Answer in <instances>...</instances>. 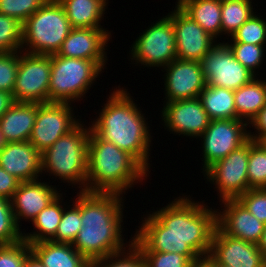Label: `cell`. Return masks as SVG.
<instances>
[{
  "mask_svg": "<svg viewBox=\"0 0 266 267\" xmlns=\"http://www.w3.org/2000/svg\"><path fill=\"white\" fill-rule=\"evenodd\" d=\"M178 197L148 214L131 237L140 252H175L191 261L209 255L217 227V210L204 203Z\"/></svg>",
  "mask_w": 266,
  "mask_h": 267,
  "instance_id": "obj_1",
  "label": "cell"
},
{
  "mask_svg": "<svg viewBox=\"0 0 266 267\" xmlns=\"http://www.w3.org/2000/svg\"><path fill=\"white\" fill-rule=\"evenodd\" d=\"M121 195L80 191L83 226L72 246L90 263L126 250L121 234L124 203Z\"/></svg>",
  "mask_w": 266,
  "mask_h": 267,
  "instance_id": "obj_2",
  "label": "cell"
},
{
  "mask_svg": "<svg viewBox=\"0 0 266 267\" xmlns=\"http://www.w3.org/2000/svg\"><path fill=\"white\" fill-rule=\"evenodd\" d=\"M91 130L101 139L132 155L148 172L151 144L150 129L144 114L126 89L116 87L109 95Z\"/></svg>",
  "mask_w": 266,
  "mask_h": 267,
  "instance_id": "obj_3",
  "label": "cell"
},
{
  "mask_svg": "<svg viewBox=\"0 0 266 267\" xmlns=\"http://www.w3.org/2000/svg\"><path fill=\"white\" fill-rule=\"evenodd\" d=\"M148 171L128 152L90 130L86 192L119 193L145 180Z\"/></svg>",
  "mask_w": 266,
  "mask_h": 267,
  "instance_id": "obj_4",
  "label": "cell"
},
{
  "mask_svg": "<svg viewBox=\"0 0 266 267\" xmlns=\"http://www.w3.org/2000/svg\"><path fill=\"white\" fill-rule=\"evenodd\" d=\"M90 130V126L84 128L80 122L72 131L61 136L41 153L42 173L49 172L63 182L71 183L73 186L80 185L79 191H86Z\"/></svg>",
  "mask_w": 266,
  "mask_h": 267,
  "instance_id": "obj_5",
  "label": "cell"
},
{
  "mask_svg": "<svg viewBox=\"0 0 266 267\" xmlns=\"http://www.w3.org/2000/svg\"><path fill=\"white\" fill-rule=\"evenodd\" d=\"M22 27L21 51L25 49L26 53L49 56L57 54L73 29L58 0H48Z\"/></svg>",
  "mask_w": 266,
  "mask_h": 267,
  "instance_id": "obj_6",
  "label": "cell"
},
{
  "mask_svg": "<svg viewBox=\"0 0 266 267\" xmlns=\"http://www.w3.org/2000/svg\"><path fill=\"white\" fill-rule=\"evenodd\" d=\"M101 71L102 68L93 60L51 55L49 103L80 100Z\"/></svg>",
  "mask_w": 266,
  "mask_h": 267,
  "instance_id": "obj_7",
  "label": "cell"
},
{
  "mask_svg": "<svg viewBox=\"0 0 266 267\" xmlns=\"http://www.w3.org/2000/svg\"><path fill=\"white\" fill-rule=\"evenodd\" d=\"M131 60L144 67H166L176 54L175 31L172 12L151 24L131 46Z\"/></svg>",
  "mask_w": 266,
  "mask_h": 267,
  "instance_id": "obj_8",
  "label": "cell"
},
{
  "mask_svg": "<svg viewBox=\"0 0 266 267\" xmlns=\"http://www.w3.org/2000/svg\"><path fill=\"white\" fill-rule=\"evenodd\" d=\"M50 75L51 55L20 51L19 67L12 93L14 102L49 103Z\"/></svg>",
  "mask_w": 266,
  "mask_h": 267,
  "instance_id": "obj_9",
  "label": "cell"
},
{
  "mask_svg": "<svg viewBox=\"0 0 266 267\" xmlns=\"http://www.w3.org/2000/svg\"><path fill=\"white\" fill-rule=\"evenodd\" d=\"M248 124L239 119L211 120L200 136L203 149V172L215 162L227 157L249 140Z\"/></svg>",
  "mask_w": 266,
  "mask_h": 267,
  "instance_id": "obj_10",
  "label": "cell"
},
{
  "mask_svg": "<svg viewBox=\"0 0 266 267\" xmlns=\"http://www.w3.org/2000/svg\"><path fill=\"white\" fill-rule=\"evenodd\" d=\"M249 152L250 139L204 172L207 181L216 185L221 201L237 199L249 190L247 177Z\"/></svg>",
  "mask_w": 266,
  "mask_h": 267,
  "instance_id": "obj_11",
  "label": "cell"
},
{
  "mask_svg": "<svg viewBox=\"0 0 266 267\" xmlns=\"http://www.w3.org/2000/svg\"><path fill=\"white\" fill-rule=\"evenodd\" d=\"M201 65L206 85L237 90L256 76L234 57L227 43L214 44Z\"/></svg>",
  "mask_w": 266,
  "mask_h": 267,
  "instance_id": "obj_12",
  "label": "cell"
},
{
  "mask_svg": "<svg viewBox=\"0 0 266 267\" xmlns=\"http://www.w3.org/2000/svg\"><path fill=\"white\" fill-rule=\"evenodd\" d=\"M71 103H43L38 106L29 142L43 153L61 136L72 131L81 121L76 120ZM75 117V118H74Z\"/></svg>",
  "mask_w": 266,
  "mask_h": 267,
  "instance_id": "obj_13",
  "label": "cell"
},
{
  "mask_svg": "<svg viewBox=\"0 0 266 267\" xmlns=\"http://www.w3.org/2000/svg\"><path fill=\"white\" fill-rule=\"evenodd\" d=\"M172 23L178 59L201 62L216 44L215 39L177 4L172 11Z\"/></svg>",
  "mask_w": 266,
  "mask_h": 267,
  "instance_id": "obj_14",
  "label": "cell"
},
{
  "mask_svg": "<svg viewBox=\"0 0 266 267\" xmlns=\"http://www.w3.org/2000/svg\"><path fill=\"white\" fill-rule=\"evenodd\" d=\"M166 102L198 98L206 86L201 62L174 59L164 67Z\"/></svg>",
  "mask_w": 266,
  "mask_h": 267,
  "instance_id": "obj_15",
  "label": "cell"
},
{
  "mask_svg": "<svg viewBox=\"0 0 266 267\" xmlns=\"http://www.w3.org/2000/svg\"><path fill=\"white\" fill-rule=\"evenodd\" d=\"M209 255L226 267H266V257L257 244L227 235L218 226Z\"/></svg>",
  "mask_w": 266,
  "mask_h": 267,
  "instance_id": "obj_16",
  "label": "cell"
},
{
  "mask_svg": "<svg viewBox=\"0 0 266 267\" xmlns=\"http://www.w3.org/2000/svg\"><path fill=\"white\" fill-rule=\"evenodd\" d=\"M161 117L170 133L192 138H199L211 121L199 98L166 102Z\"/></svg>",
  "mask_w": 266,
  "mask_h": 267,
  "instance_id": "obj_17",
  "label": "cell"
},
{
  "mask_svg": "<svg viewBox=\"0 0 266 267\" xmlns=\"http://www.w3.org/2000/svg\"><path fill=\"white\" fill-rule=\"evenodd\" d=\"M111 32L104 28H73L57 55L95 61L103 70L106 65Z\"/></svg>",
  "mask_w": 266,
  "mask_h": 267,
  "instance_id": "obj_18",
  "label": "cell"
},
{
  "mask_svg": "<svg viewBox=\"0 0 266 267\" xmlns=\"http://www.w3.org/2000/svg\"><path fill=\"white\" fill-rule=\"evenodd\" d=\"M223 211H217V226L227 235L258 244L265 224L253 216L238 199L222 201Z\"/></svg>",
  "mask_w": 266,
  "mask_h": 267,
  "instance_id": "obj_19",
  "label": "cell"
},
{
  "mask_svg": "<svg viewBox=\"0 0 266 267\" xmlns=\"http://www.w3.org/2000/svg\"><path fill=\"white\" fill-rule=\"evenodd\" d=\"M0 167L21 182L37 180L42 173L41 153L29 141L5 143Z\"/></svg>",
  "mask_w": 266,
  "mask_h": 267,
  "instance_id": "obj_20",
  "label": "cell"
},
{
  "mask_svg": "<svg viewBox=\"0 0 266 267\" xmlns=\"http://www.w3.org/2000/svg\"><path fill=\"white\" fill-rule=\"evenodd\" d=\"M59 194L57 188L38 179L21 182L10 199L17 225L23 218L32 221Z\"/></svg>",
  "mask_w": 266,
  "mask_h": 267,
  "instance_id": "obj_21",
  "label": "cell"
},
{
  "mask_svg": "<svg viewBox=\"0 0 266 267\" xmlns=\"http://www.w3.org/2000/svg\"><path fill=\"white\" fill-rule=\"evenodd\" d=\"M39 103L14 102L0 119L5 143L29 141Z\"/></svg>",
  "mask_w": 266,
  "mask_h": 267,
  "instance_id": "obj_22",
  "label": "cell"
},
{
  "mask_svg": "<svg viewBox=\"0 0 266 267\" xmlns=\"http://www.w3.org/2000/svg\"><path fill=\"white\" fill-rule=\"evenodd\" d=\"M44 267H90V262L68 243L42 241L30 244Z\"/></svg>",
  "mask_w": 266,
  "mask_h": 267,
  "instance_id": "obj_23",
  "label": "cell"
},
{
  "mask_svg": "<svg viewBox=\"0 0 266 267\" xmlns=\"http://www.w3.org/2000/svg\"><path fill=\"white\" fill-rule=\"evenodd\" d=\"M73 28H103L108 0H58ZM107 1V2H106Z\"/></svg>",
  "mask_w": 266,
  "mask_h": 267,
  "instance_id": "obj_24",
  "label": "cell"
},
{
  "mask_svg": "<svg viewBox=\"0 0 266 267\" xmlns=\"http://www.w3.org/2000/svg\"><path fill=\"white\" fill-rule=\"evenodd\" d=\"M177 1V5L214 39L222 35L221 0Z\"/></svg>",
  "mask_w": 266,
  "mask_h": 267,
  "instance_id": "obj_25",
  "label": "cell"
},
{
  "mask_svg": "<svg viewBox=\"0 0 266 267\" xmlns=\"http://www.w3.org/2000/svg\"><path fill=\"white\" fill-rule=\"evenodd\" d=\"M237 117L249 125L258 112L266 105L265 80L253 78L249 83L234 90Z\"/></svg>",
  "mask_w": 266,
  "mask_h": 267,
  "instance_id": "obj_26",
  "label": "cell"
},
{
  "mask_svg": "<svg viewBox=\"0 0 266 267\" xmlns=\"http://www.w3.org/2000/svg\"><path fill=\"white\" fill-rule=\"evenodd\" d=\"M210 120L239 119L234 101V90L206 85L198 97Z\"/></svg>",
  "mask_w": 266,
  "mask_h": 267,
  "instance_id": "obj_27",
  "label": "cell"
},
{
  "mask_svg": "<svg viewBox=\"0 0 266 267\" xmlns=\"http://www.w3.org/2000/svg\"><path fill=\"white\" fill-rule=\"evenodd\" d=\"M61 198L62 194L60 193L32 220L36 231L27 234L23 233V239L26 242L33 244L42 241H51L55 237L64 211Z\"/></svg>",
  "mask_w": 266,
  "mask_h": 267,
  "instance_id": "obj_28",
  "label": "cell"
},
{
  "mask_svg": "<svg viewBox=\"0 0 266 267\" xmlns=\"http://www.w3.org/2000/svg\"><path fill=\"white\" fill-rule=\"evenodd\" d=\"M254 13L252 0H221L222 33L232 36Z\"/></svg>",
  "mask_w": 266,
  "mask_h": 267,
  "instance_id": "obj_29",
  "label": "cell"
},
{
  "mask_svg": "<svg viewBox=\"0 0 266 267\" xmlns=\"http://www.w3.org/2000/svg\"><path fill=\"white\" fill-rule=\"evenodd\" d=\"M77 196L78 197H76V200L73 202V207H70L71 209L69 208L66 211V207L64 208L63 216L58 225L56 235L51 241L68 244H73L75 241L78 232L83 226L80 215V192L77 193Z\"/></svg>",
  "mask_w": 266,
  "mask_h": 267,
  "instance_id": "obj_30",
  "label": "cell"
},
{
  "mask_svg": "<svg viewBox=\"0 0 266 267\" xmlns=\"http://www.w3.org/2000/svg\"><path fill=\"white\" fill-rule=\"evenodd\" d=\"M247 177L249 189L266 188V149L250 139Z\"/></svg>",
  "mask_w": 266,
  "mask_h": 267,
  "instance_id": "obj_31",
  "label": "cell"
},
{
  "mask_svg": "<svg viewBox=\"0 0 266 267\" xmlns=\"http://www.w3.org/2000/svg\"><path fill=\"white\" fill-rule=\"evenodd\" d=\"M22 29L19 20L0 13V52L21 51Z\"/></svg>",
  "mask_w": 266,
  "mask_h": 267,
  "instance_id": "obj_32",
  "label": "cell"
},
{
  "mask_svg": "<svg viewBox=\"0 0 266 267\" xmlns=\"http://www.w3.org/2000/svg\"><path fill=\"white\" fill-rule=\"evenodd\" d=\"M231 43L265 45L266 21L255 13L231 36Z\"/></svg>",
  "mask_w": 266,
  "mask_h": 267,
  "instance_id": "obj_33",
  "label": "cell"
},
{
  "mask_svg": "<svg viewBox=\"0 0 266 267\" xmlns=\"http://www.w3.org/2000/svg\"><path fill=\"white\" fill-rule=\"evenodd\" d=\"M20 228L16 223L10 200L0 197V245L22 240L23 233Z\"/></svg>",
  "mask_w": 266,
  "mask_h": 267,
  "instance_id": "obj_34",
  "label": "cell"
},
{
  "mask_svg": "<svg viewBox=\"0 0 266 267\" xmlns=\"http://www.w3.org/2000/svg\"><path fill=\"white\" fill-rule=\"evenodd\" d=\"M230 50L233 52L234 57L243 66H245L255 76L256 69L262 65L265 57L264 51L266 45H255L248 43H228Z\"/></svg>",
  "mask_w": 266,
  "mask_h": 267,
  "instance_id": "obj_35",
  "label": "cell"
},
{
  "mask_svg": "<svg viewBox=\"0 0 266 267\" xmlns=\"http://www.w3.org/2000/svg\"><path fill=\"white\" fill-rule=\"evenodd\" d=\"M128 243L127 250L95 260L90 263V267H146L143 256L132 244V239Z\"/></svg>",
  "mask_w": 266,
  "mask_h": 267,
  "instance_id": "obj_36",
  "label": "cell"
},
{
  "mask_svg": "<svg viewBox=\"0 0 266 267\" xmlns=\"http://www.w3.org/2000/svg\"><path fill=\"white\" fill-rule=\"evenodd\" d=\"M48 0H0V13L14 17L22 24Z\"/></svg>",
  "mask_w": 266,
  "mask_h": 267,
  "instance_id": "obj_37",
  "label": "cell"
},
{
  "mask_svg": "<svg viewBox=\"0 0 266 267\" xmlns=\"http://www.w3.org/2000/svg\"><path fill=\"white\" fill-rule=\"evenodd\" d=\"M19 53L0 52V91L13 93L19 67Z\"/></svg>",
  "mask_w": 266,
  "mask_h": 267,
  "instance_id": "obj_38",
  "label": "cell"
},
{
  "mask_svg": "<svg viewBox=\"0 0 266 267\" xmlns=\"http://www.w3.org/2000/svg\"><path fill=\"white\" fill-rule=\"evenodd\" d=\"M30 253V244L24 239L13 244L0 245V267H24Z\"/></svg>",
  "mask_w": 266,
  "mask_h": 267,
  "instance_id": "obj_39",
  "label": "cell"
},
{
  "mask_svg": "<svg viewBox=\"0 0 266 267\" xmlns=\"http://www.w3.org/2000/svg\"><path fill=\"white\" fill-rule=\"evenodd\" d=\"M146 267H189L191 260L175 252H140Z\"/></svg>",
  "mask_w": 266,
  "mask_h": 267,
  "instance_id": "obj_40",
  "label": "cell"
},
{
  "mask_svg": "<svg viewBox=\"0 0 266 267\" xmlns=\"http://www.w3.org/2000/svg\"><path fill=\"white\" fill-rule=\"evenodd\" d=\"M259 221L266 224V188H253L237 198Z\"/></svg>",
  "mask_w": 266,
  "mask_h": 267,
  "instance_id": "obj_41",
  "label": "cell"
},
{
  "mask_svg": "<svg viewBox=\"0 0 266 267\" xmlns=\"http://www.w3.org/2000/svg\"><path fill=\"white\" fill-rule=\"evenodd\" d=\"M21 181L0 167V197L10 200Z\"/></svg>",
  "mask_w": 266,
  "mask_h": 267,
  "instance_id": "obj_42",
  "label": "cell"
},
{
  "mask_svg": "<svg viewBox=\"0 0 266 267\" xmlns=\"http://www.w3.org/2000/svg\"><path fill=\"white\" fill-rule=\"evenodd\" d=\"M252 127L256 129V133L249 132V139L258 141L262 136L266 135V105L258 112L256 117L250 122Z\"/></svg>",
  "mask_w": 266,
  "mask_h": 267,
  "instance_id": "obj_43",
  "label": "cell"
},
{
  "mask_svg": "<svg viewBox=\"0 0 266 267\" xmlns=\"http://www.w3.org/2000/svg\"><path fill=\"white\" fill-rule=\"evenodd\" d=\"M13 103L14 99L11 93L0 91V119Z\"/></svg>",
  "mask_w": 266,
  "mask_h": 267,
  "instance_id": "obj_44",
  "label": "cell"
},
{
  "mask_svg": "<svg viewBox=\"0 0 266 267\" xmlns=\"http://www.w3.org/2000/svg\"><path fill=\"white\" fill-rule=\"evenodd\" d=\"M189 267H215V260L210 255L199 256L191 261Z\"/></svg>",
  "mask_w": 266,
  "mask_h": 267,
  "instance_id": "obj_45",
  "label": "cell"
},
{
  "mask_svg": "<svg viewBox=\"0 0 266 267\" xmlns=\"http://www.w3.org/2000/svg\"><path fill=\"white\" fill-rule=\"evenodd\" d=\"M24 267H44L38 258L31 252L26 260Z\"/></svg>",
  "mask_w": 266,
  "mask_h": 267,
  "instance_id": "obj_46",
  "label": "cell"
},
{
  "mask_svg": "<svg viewBox=\"0 0 266 267\" xmlns=\"http://www.w3.org/2000/svg\"><path fill=\"white\" fill-rule=\"evenodd\" d=\"M257 245H258V248L263 253V255L266 257V224H265L264 232L261 236L260 242Z\"/></svg>",
  "mask_w": 266,
  "mask_h": 267,
  "instance_id": "obj_47",
  "label": "cell"
},
{
  "mask_svg": "<svg viewBox=\"0 0 266 267\" xmlns=\"http://www.w3.org/2000/svg\"><path fill=\"white\" fill-rule=\"evenodd\" d=\"M257 142H258L263 148L266 149V135L262 136Z\"/></svg>",
  "mask_w": 266,
  "mask_h": 267,
  "instance_id": "obj_48",
  "label": "cell"
},
{
  "mask_svg": "<svg viewBox=\"0 0 266 267\" xmlns=\"http://www.w3.org/2000/svg\"><path fill=\"white\" fill-rule=\"evenodd\" d=\"M5 142L4 139L2 137V132H1V128H0V150L3 148Z\"/></svg>",
  "mask_w": 266,
  "mask_h": 267,
  "instance_id": "obj_49",
  "label": "cell"
},
{
  "mask_svg": "<svg viewBox=\"0 0 266 267\" xmlns=\"http://www.w3.org/2000/svg\"><path fill=\"white\" fill-rule=\"evenodd\" d=\"M215 267H226V266H224V265H222V264H218V263L215 261Z\"/></svg>",
  "mask_w": 266,
  "mask_h": 267,
  "instance_id": "obj_50",
  "label": "cell"
}]
</instances>
